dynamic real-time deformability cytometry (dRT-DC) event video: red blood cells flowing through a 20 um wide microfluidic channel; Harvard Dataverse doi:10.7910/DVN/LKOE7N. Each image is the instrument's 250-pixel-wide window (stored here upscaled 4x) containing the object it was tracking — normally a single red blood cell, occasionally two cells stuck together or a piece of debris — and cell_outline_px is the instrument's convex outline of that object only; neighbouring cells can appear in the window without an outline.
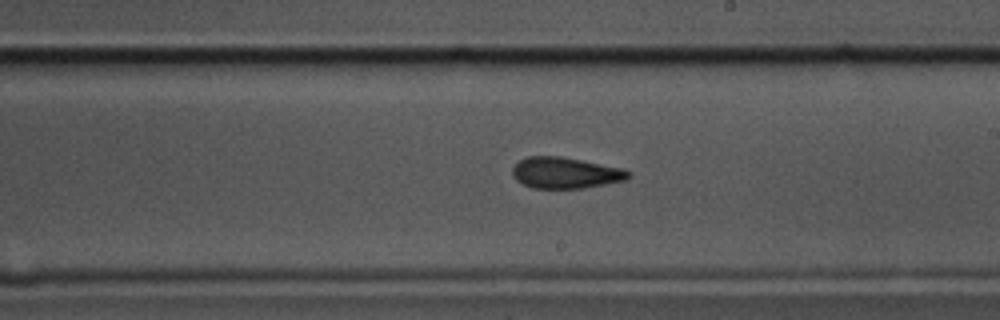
{"species": "common noctule bat (a hibernating species)", "species_latin": "Nyctalus noctula", "temperature_condition": "cold", "stored_images_in_passage": 56, "camera_frame_rate_fps": 3000, "um_per_image_px": 0.085, "animal": {"sex": "male", "body_mass_g": 17.5, "forearm_length_mm": 52.3}, "frame": {"image": 1, "passage_image": 32, "time_ms": 10.333, "image_size_px": [1000, 320], "cell_outline_px": [[632, 176], [628, 180], [584, 188], [532, 188], [516, 180], [512, 176], [512, 168], [520, 160], [528, 156], [560, 156], [624, 168], [632, 172]], "centroid_in_image_um": [48.11, 14.69], "position_along_channel_um": 240.9, "area_um2": 21.27}}
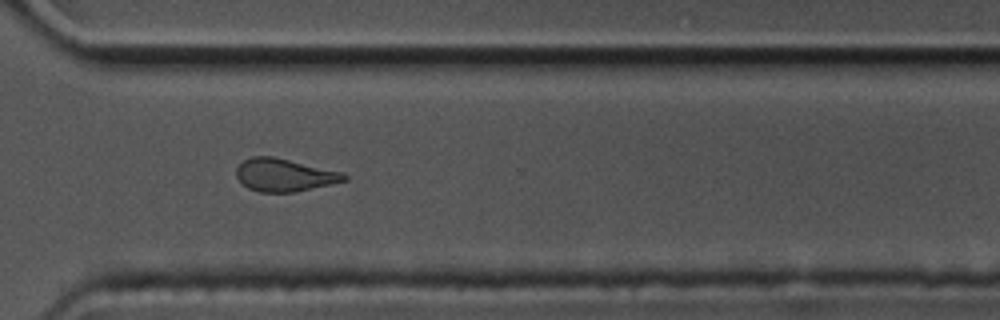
{"frame": {"image": 2, "passage_image": 41, "time_ms": 13.333, "image_size_px": [1000, 320], "cell_outline_px": [[348, 180], [332, 184], [296, 192], [260, 192], [248, 188], [236, 176], [236, 168], [244, 160], [252, 156], [272, 156], [344, 172], [348, 176]], "centroid_in_image_um": [24.21, 14.88], "position_along_channel_um": 346.4, "area_um2": 20.63}}
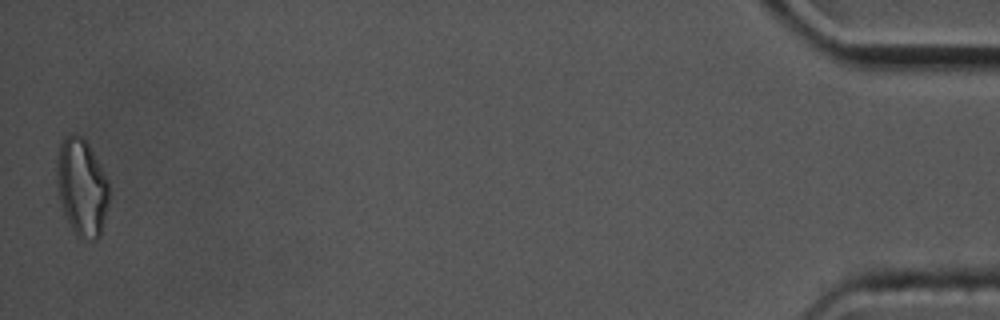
{"frame": {"image": 3, "passage_image": 56, "time_ms": 18.333, "image_size_px": [1000, 320], "cell_outline_px": [[108, 204], [100, 236], [96, 240], [80, 240], [76, 236], [64, 216], [56, 184], [56, 160], [60, 144], [64, 136], [72, 132], [84, 136], [100, 164], [108, 180]], "centroid_in_image_um": [6.93, 15.9], "position_along_channel_um": 428.3, "area_um2": 30.29}, "authors_computed_cell_mechanics": {"area_um2": 21.3282, "velocity_mm_per_s": 3.5166, "shape_relaxation_time_tau1_ms": null, "shape_relaxation_time_tau2_ms": 3.7895, "deformation_change_tau1": null, "deformation_change_tau2": 0.1046}}